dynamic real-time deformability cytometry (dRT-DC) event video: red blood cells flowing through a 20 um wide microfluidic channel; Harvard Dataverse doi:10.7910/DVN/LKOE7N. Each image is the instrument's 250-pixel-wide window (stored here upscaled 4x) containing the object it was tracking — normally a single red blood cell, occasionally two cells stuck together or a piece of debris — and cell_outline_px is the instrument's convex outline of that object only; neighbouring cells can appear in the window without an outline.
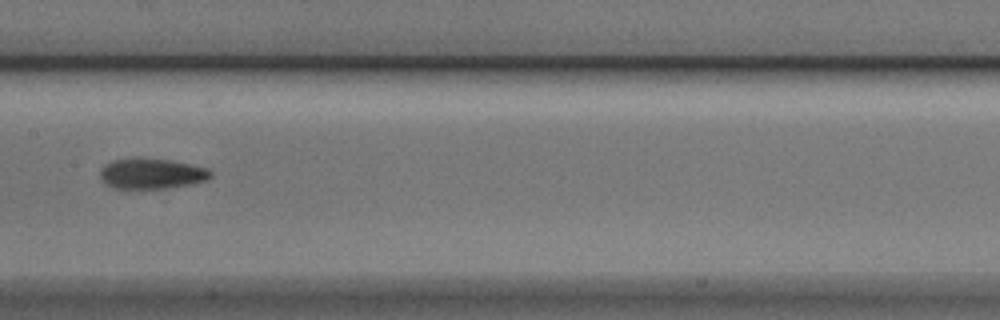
{"species": "Egyptian fruit bat (a non-hibernating species)", "species_latin": "Rousettus aegyptiacus", "temperature_condition": "cold", "stored_images_in_passage": 12, "camera_frame_rate_fps": 3000, "um_per_image_px": 0.085, "animal": {"sex": "male"}, "frame": {"image": 1, "passage_image": 7, "time_ms": 2.0, "image_size_px": [1000, 320], "cell_outline_px": [[212, 176], [208, 180], [192, 184], [160, 188], [116, 188], [100, 180], [100, 168], [116, 160], [172, 160], [208, 168], [212, 172]], "centroid_in_image_um": [12.95, 14.78], "position_along_channel_um": 194.4, "area_um2": 18.96}}
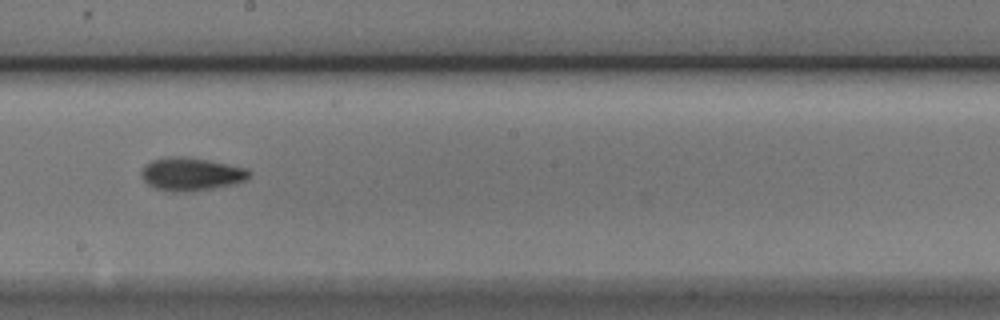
{"frame": {"image": 2, "passage_image": 8, "time_ms": 2.333, "image_size_px": [1000, 320], "cell_outline_px": [[252, 172], [244, 180], [232, 184], [212, 188], [188, 192], [172, 192], [156, 188], [148, 184], [140, 176], [140, 172], [144, 164], [152, 160], [164, 156], [188, 156], [208, 160], [244, 168]], "centroid_in_image_um": [16.16, 14.78], "position_along_channel_um": 232.0, "area_um2": 20.81}}
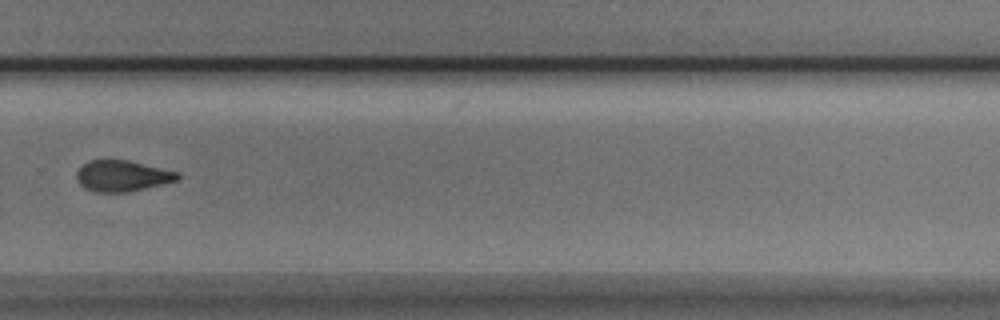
{"frame": {"image": 3, "passage_image": 10, "time_ms": 3.0, "image_size_px": [1000, 320], "cell_outline_px": [[180, 176], [176, 180], [128, 192], [96, 192], [84, 188], [76, 180], [76, 172], [84, 164], [92, 160], [128, 160], [180, 172]], "centroid_in_image_um": [10.37, 14.95], "position_along_channel_um": 319.4, "area_um2": 18.09}}